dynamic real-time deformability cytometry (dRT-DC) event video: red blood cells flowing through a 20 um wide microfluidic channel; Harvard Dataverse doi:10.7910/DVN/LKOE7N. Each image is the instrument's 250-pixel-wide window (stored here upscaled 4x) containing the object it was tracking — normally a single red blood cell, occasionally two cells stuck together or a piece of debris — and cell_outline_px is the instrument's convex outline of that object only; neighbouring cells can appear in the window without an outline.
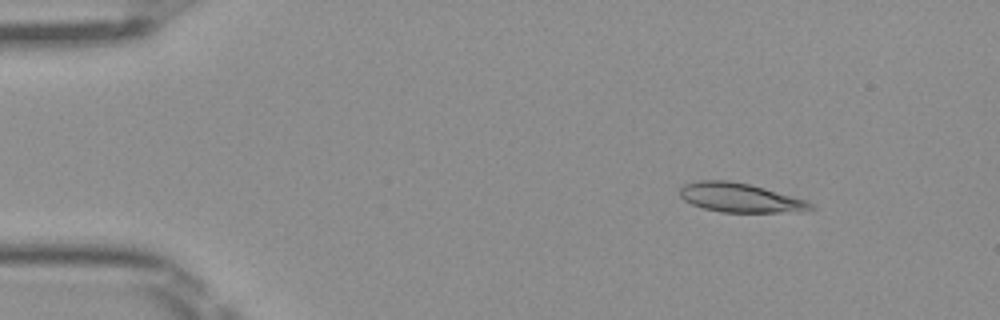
{"species": "Egyptian fruit bat (a non-hibernating species)", "species_latin": "Rousettus aegyptiacus", "temperature_condition": "room temperature", "stored_images_in_passage": 50, "camera_frame_rate_fps": 3000, "um_per_image_px": 0.085, "frame": {"image": 1, "passage_image": 7, "time_ms": 2.0, "image_size_px": [1000, 320], "cell_outline_px": [[816, 208], [808, 212], [720, 212], [704, 208], [692, 204], [684, 200], [680, 196], [680, 188], [684, 184], [700, 180], [728, 180], [748, 184], [764, 188], [804, 200], [812, 204]], "centroid_in_image_um": [62.92, 16.81], "position_along_channel_um": 22.1, "area_um2": 22.14}}
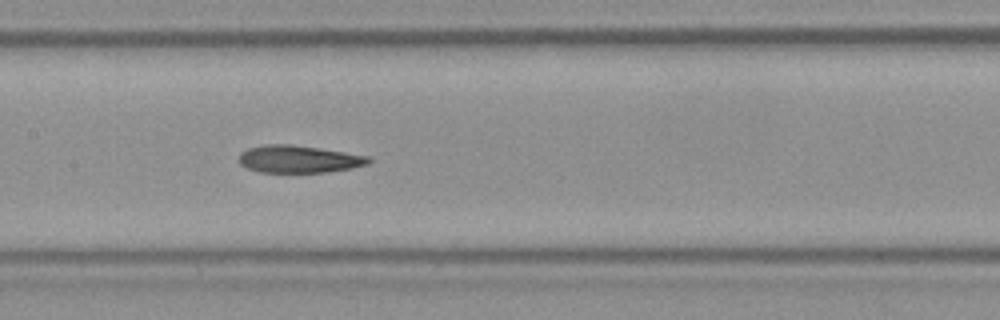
{"frame": {"image": 2, "passage_image": 25, "time_ms": 8.0, "image_size_px": [1000, 320], "cell_outline_px": [[372, 160], [368, 164], [352, 168], [328, 172], [260, 172], [248, 168], [240, 164], [236, 160], [240, 152], [248, 148], [264, 144], [292, 144], [320, 148], [368, 156]], "centroid_in_image_um": [25.35, 13.52], "position_along_channel_um": 182.0, "area_um2": 20.87}}
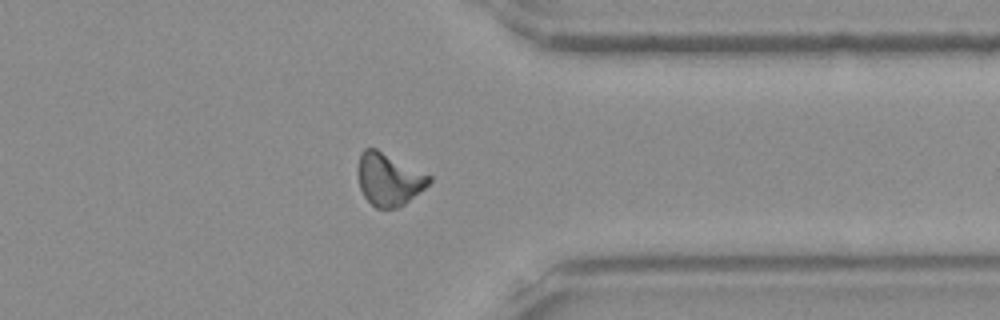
{"frame": {"image": 3, "passage_image": 40, "time_ms": 13.0, "image_size_px": [1000, 320], "cell_outline_px": [[432, 180], [424, 188], [400, 208], [376, 208], [364, 196], [360, 188], [356, 172], [356, 168], [360, 152], [364, 148], [376, 148], [432, 176]], "centroid_in_image_um": [33.01, 15.23], "position_along_channel_um": 378.4, "area_um2": 21.96}, "authors_computed_cell_mechanics": {"area_um2": 21.6172, "velocity_mm_per_s": 4.0432, "shape_relaxation_time_tau1_ms": null, "shape_relaxation_time_tau2_ms": 4.1995, "deformation_change_tau1": null, "deformation_change_tau2": 0.1198}}